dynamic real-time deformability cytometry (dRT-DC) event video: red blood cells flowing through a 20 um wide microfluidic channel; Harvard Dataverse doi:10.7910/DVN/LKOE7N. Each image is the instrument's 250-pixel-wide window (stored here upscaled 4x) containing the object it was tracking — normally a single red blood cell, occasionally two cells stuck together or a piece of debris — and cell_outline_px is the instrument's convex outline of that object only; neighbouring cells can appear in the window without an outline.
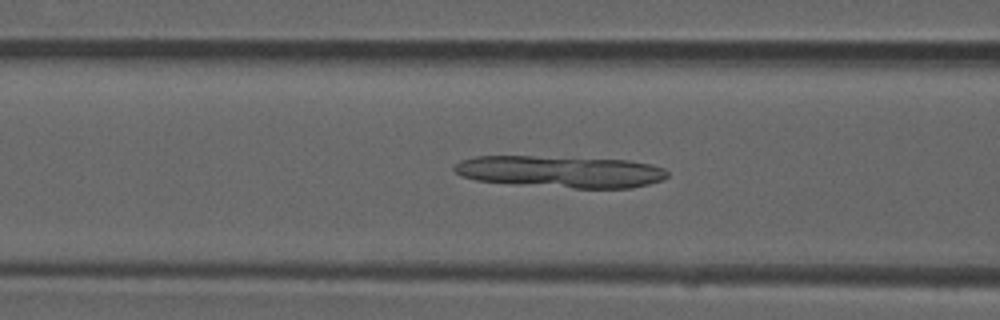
{"species": "common noctule bat (a hibernating species)", "species_latin": "Nyctalus noctula", "temperature_condition": "room temperature", "stored_images_in_passage": 51, "camera_frame_rate_fps": 3000, "um_per_image_px": 0.085, "animal": {"sex": "male", "forearm_length_mm": 52.5}, "frame": {"image": 1, "passage_image": 20, "time_ms": 6.333, "image_size_px": [1000, 320], "cell_outline_px": [[668, 176], [660, 180], [648, 184], [632, 188], [572, 188], [516, 184], [476, 180], [460, 176], [452, 168], [460, 160], [472, 156], [532, 156], [628, 160], [652, 164], [664, 168], [668, 172]], "centroid_in_image_um": [47.63, 14.59], "position_along_channel_um": 119.0, "area_um2": 39.65}}
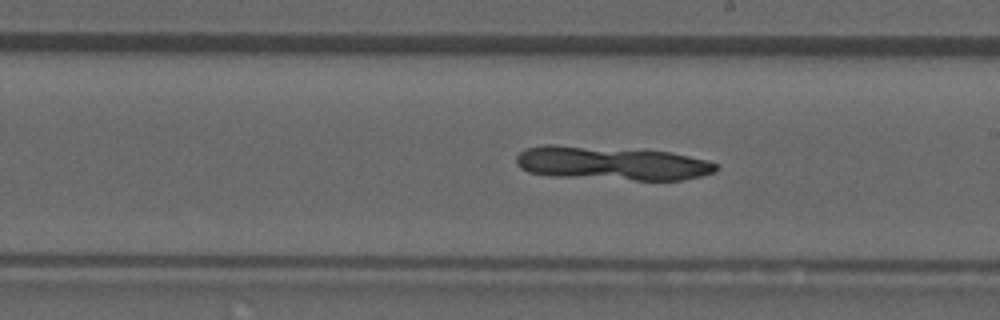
{"frame": {"image": 2, "passage_image": 29, "time_ms": 9.333, "image_size_px": [1000, 320], "cell_outline_px": [[716, 172], [700, 176], [680, 180], [636, 180], [556, 176], [528, 172], [520, 168], [516, 164], [516, 156], [524, 148], [544, 144], [552, 144], [668, 152], [708, 160], [716, 164]], "centroid_in_image_um": [51.93, 13.88], "position_along_channel_um": 237.1, "area_um2": 39.07}}
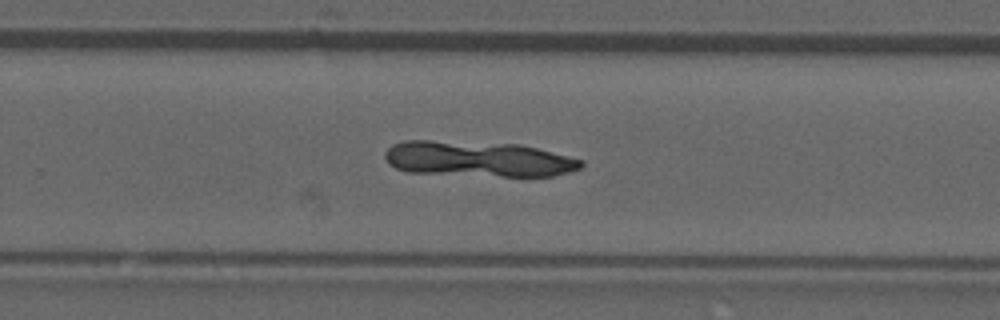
{"frame": {"image": 3, "passage_image": 33, "time_ms": 10.667, "image_size_px": [1000, 320], "cell_outline_px": [[584, 164], [580, 168], [568, 172], [552, 176], [500, 176], [408, 172], [396, 168], [388, 164], [384, 156], [384, 152], [392, 144], [404, 140], [428, 140], [520, 144], [584, 160]], "centroid_in_image_um": [40.6, 13.5], "position_along_channel_um": 289.2, "area_um2": 40.58}}